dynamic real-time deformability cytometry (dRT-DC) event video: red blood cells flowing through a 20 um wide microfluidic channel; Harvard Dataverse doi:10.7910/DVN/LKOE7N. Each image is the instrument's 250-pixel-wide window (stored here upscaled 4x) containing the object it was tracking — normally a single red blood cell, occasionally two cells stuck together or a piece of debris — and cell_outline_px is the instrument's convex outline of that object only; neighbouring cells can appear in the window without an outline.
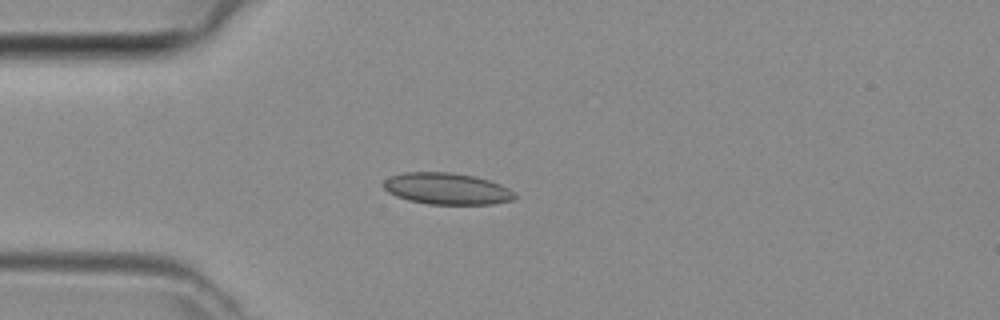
{"species": "common noctule bat (a hibernating species)", "species_latin": "Nyctalus noctula", "temperature_condition": "room temperature", "stored_images_in_passage": 39, "camera_frame_rate_fps": 3000, "um_per_image_px": 0.085, "animal": {"sex": "female", "body_mass_g": 29.2, "forearm_length_mm": 56.3}, "frame": {"image": 1, "passage_image": 8, "time_ms": 2.333, "image_size_px": [1000, 320], "cell_outline_px": [[516, 200], [492, 204], [428, 204], [408, 200], [396, 196], [388, 192], [384, 188], [384, 180], [392, 176], [404, 172], [448, 172], [476, 176], [500, 184], [508, 188], [516, 196]], "centroid_in_image_um": [38.0, 16.04], "position_along_channel_um": 47.0, "area_um2": 24.1}}
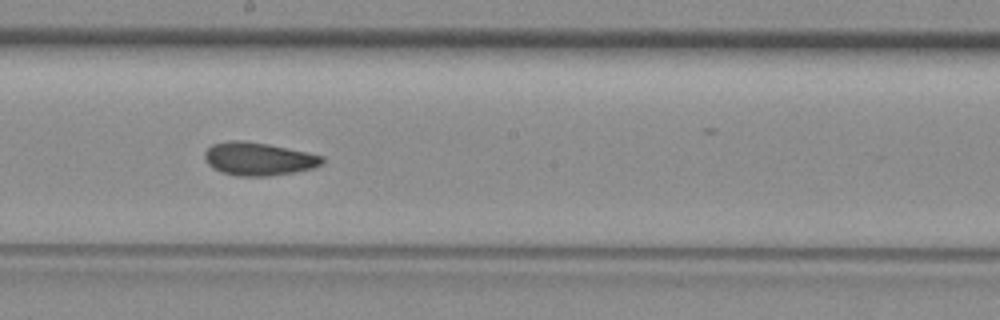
{"frame": {"image": 2, "passage_image": 21, "time_ms": 6.667, "image_size_px": [1000, 320], "cell_outline_px": [[324, 164], [312, 168], [292, 172], [268, 176], [236, 176], [220, 172], [212, 168], [208, 164], [204, 156], [204, 152], [212, 144], [228, 140], [240, 140], [268, 144], [308, 152], [324, 156]], "centroid_in_image_um": [21.96, 13.5], "position_along_channel_um": 226.2, "area_um2": 22.77}}
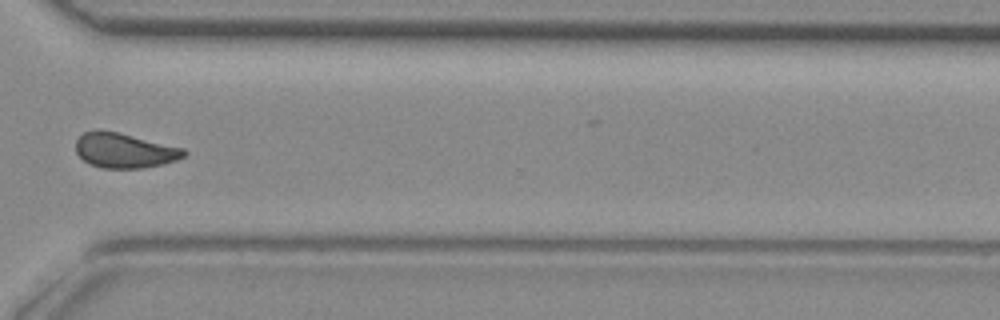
{"frame": {"image": 3, "passage_image": 30, "time_ms": 9.667, "image_size_px": [1000, 320], "cell_outline_px": [[188, 152], [184, 156], [176, 160], [144, 168], [104, 168], [88, 164], [76, 152], [76, 140], [84, 132], [96, 128], [116, 132], [184, 148]], "centroid_in_image_um": [10.55, 12.78], "position_along_channel_um": 360.1, "area_um2": 21.91}}